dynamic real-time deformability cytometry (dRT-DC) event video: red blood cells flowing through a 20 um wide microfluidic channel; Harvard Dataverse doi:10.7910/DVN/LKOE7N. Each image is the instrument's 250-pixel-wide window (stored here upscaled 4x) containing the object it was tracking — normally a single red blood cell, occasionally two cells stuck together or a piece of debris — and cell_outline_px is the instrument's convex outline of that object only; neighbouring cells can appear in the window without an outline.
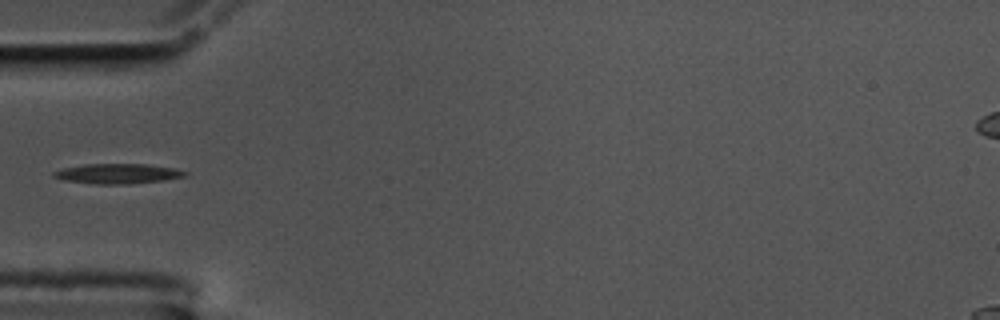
{"species": "common noctule bat (a hibernating species)", "species_latin": "Nyctalus noctula", "temperature_condition": "cold", "stored_images_in_passage": 40, "camera_frame_rate_fps": 3000, "um_per_image_px": 0.085, "animal": {"sex": "male", "body_mass_g": 17.5, "forearm_length_mm": 52.3}, "frame": {"image": 1, "passage_image": 1, "time_ms": 0.0, "image_size_px": [1000, 320], "cell_outline_px": [[188, 176], [164, 180], [128, 184], [96, 184], [64, 180], [52, 176], [52, 172], [64, 168], [84, 164], [148, 164], [176, 168], [188, 172]], "centroid_in_image_um": [10.05, 14.76], "position_along_channel_um": 75.0, "area_um2": 15.37}}
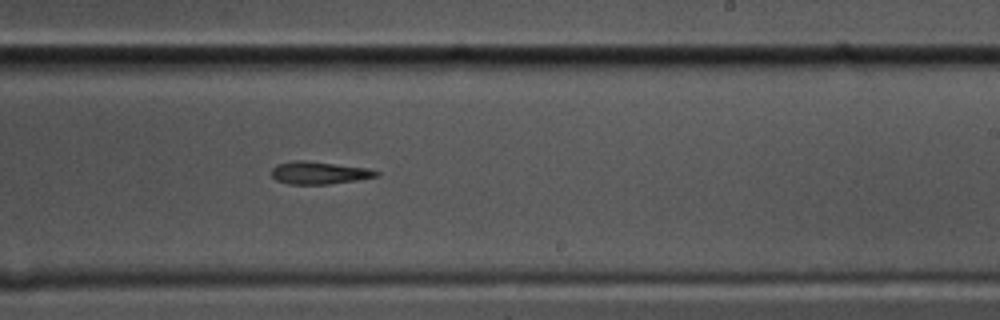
{"frame": {"image": 2, "passage_image": 17, "time_ms": 5.333, "image_size_px": [1000, 320], "cell_outline_px": [[380, 176], [356, 180], [328, 184], [288, 184], [276, 180], [272, 176], [272, 168], [276, 164], [296, 160], [308, 160], [372, 168], [380, 172]], "centroid_in_image_um": [27.17, 14.67], "position_along_channel_um": 261.8, "area_um2": 14.05}}
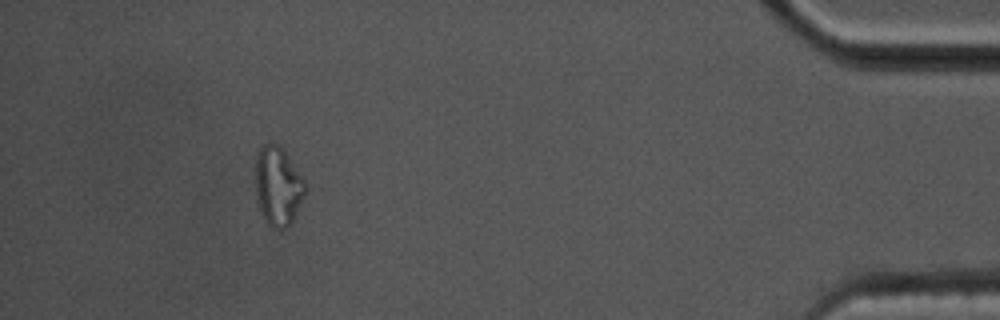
{"frame": {"image": 3, "passage_image": 35, "time_ms": 11.333, "image_size_px": [1000, 320], "cell_outline_px": [[304, 196], [292, 220], [284, 228], [272, 228], [268, 224], [260, 208], [256, 196], [256, 156], [260, 148], [264, 144], [276, 144], [284, 148], [304, 180]], "centroid_in_image_um": [23.62, 15.78], "position_along_channel_um": 411.6, "area_um2": 22.37}}